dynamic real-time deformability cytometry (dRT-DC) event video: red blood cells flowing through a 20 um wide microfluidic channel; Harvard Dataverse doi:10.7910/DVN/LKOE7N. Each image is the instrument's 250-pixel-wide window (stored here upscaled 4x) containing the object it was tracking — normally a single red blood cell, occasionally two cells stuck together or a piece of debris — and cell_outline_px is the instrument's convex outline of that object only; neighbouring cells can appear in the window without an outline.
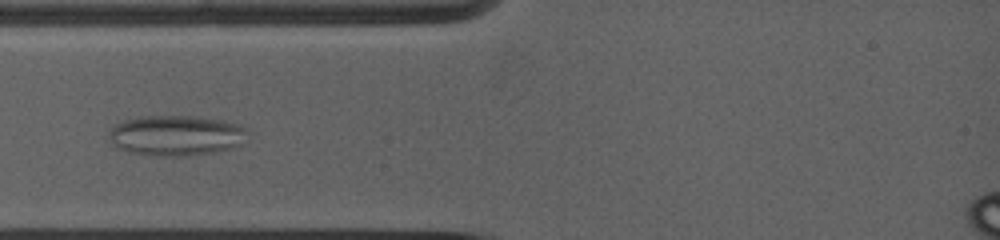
{"species": "common noctule bat (a hibernating species)", "species_latin": "Nyctalus noctula", "temperature_condition": "warm", "stored_images_in_passage": 18, "camera_frame_rate_fps": 5000, "um_per_image_px": 0.085, "animal": {"sex": "female", "body_mass_g": 19.0, "forearm_length_mm": 53.3}, "frame": {"image": 1, "passage_image": 2, "time_ms": 0.4, "image_size_px": [1000, 240], "cell_outline_px": [[244, 128], [240, 144], [232, 148], [216, 152], [188, 156], [160, 156], [132, 152], [116, 148], [112, 144], [108, 136], [108, 132], [112, 124], [124, 120], [140, 116], [196, 116], [224, 120], [240, 124]], "centroid_in_image_um": [14.88, 11.51], "position_along_channel_um": 70.1, "area_um2": 32.71}}
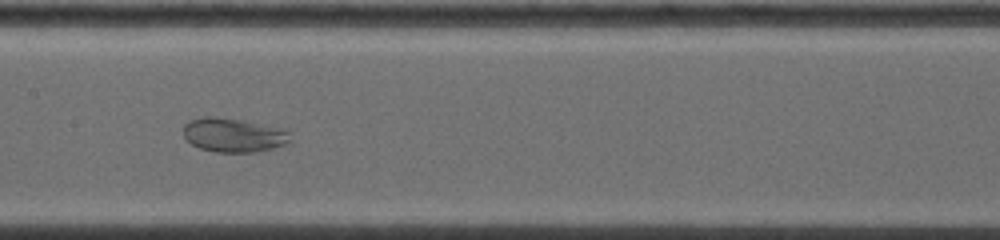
{"frame": {"image": 2, "passage_image": 9, "time_ms": 3.4, "image_size_px": [1000, 240], "cell_outline_px": [[292, 140], [284, 144], [272, 148], [252, 152], [216, 152], [200, 148], [192, 144], [184, 136], [184, 124], [188, 120], [204, 116], [212, 116], [240, 120], [288, 132]], "centroid_in_image_um": [19.75, 11.49], "position_along_channel_um": 187.6, "area_um2": 20.58}}
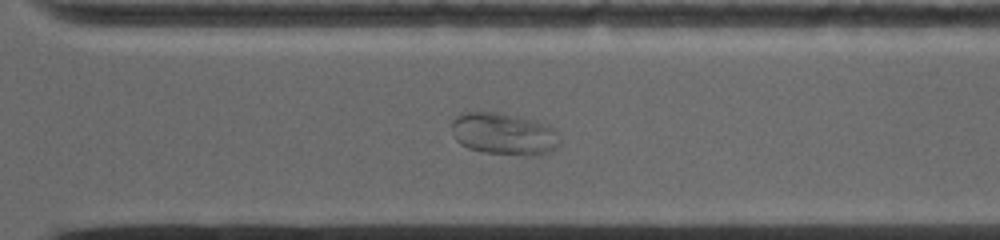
{"frame": {"image": 3, "passage_image": 17, "time_ms": 7.0, "image_size_px": [1000, 240], "cell_outline_px": [[560, 144], [556, 148], [548, 152], [536, 156], [528, 156], [484, 152], [468, 148], [460, 144], [456, 140], [452, 132], [452, 120], [456, 116], [464, 112], [496, 112], [528, 120], [552, 128], [560, 140]], "centroid_in_image_um": [42.78, 11.41], "position_along_channel_um": 327.8, "area_um2": 26.07}}